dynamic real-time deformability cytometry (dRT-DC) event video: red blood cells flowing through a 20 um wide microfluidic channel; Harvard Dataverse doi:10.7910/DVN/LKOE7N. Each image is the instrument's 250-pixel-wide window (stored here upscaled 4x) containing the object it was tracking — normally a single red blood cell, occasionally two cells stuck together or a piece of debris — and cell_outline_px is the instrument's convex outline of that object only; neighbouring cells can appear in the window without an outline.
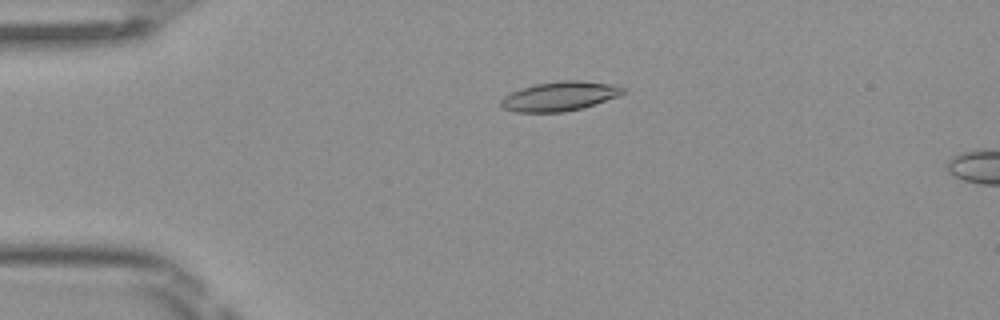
{"species": "Egyptian fruit bat (a non-hibernating species)", "species_latin": "Rousettus aegyptiacus", "temperature_condition": "room temperature", "stored_images_in_passage": 5, "segment_of_instrument_passage": [1, 2], "camera_frame_rate_fps": 3000, "um_per_image_px": 0.085, "frame": {"image": 1, "passage_image": 3, "time_ms": 0.667, "image_size_px": [1000, 320], "cell_outline_px": [[624, 92], [620, 96], [584, 108], [564, 112], [516, 112], [504, 108], [500, 104], [500, 100], [504, 96], [520, 88], [536, 84], [560, 80], [580, 80], [612, 84], [624, 88]], "centroid_in_image_um": [47.59, 8.18], "position_along_channel_um": 37.4, "area_um2": 20.98}}